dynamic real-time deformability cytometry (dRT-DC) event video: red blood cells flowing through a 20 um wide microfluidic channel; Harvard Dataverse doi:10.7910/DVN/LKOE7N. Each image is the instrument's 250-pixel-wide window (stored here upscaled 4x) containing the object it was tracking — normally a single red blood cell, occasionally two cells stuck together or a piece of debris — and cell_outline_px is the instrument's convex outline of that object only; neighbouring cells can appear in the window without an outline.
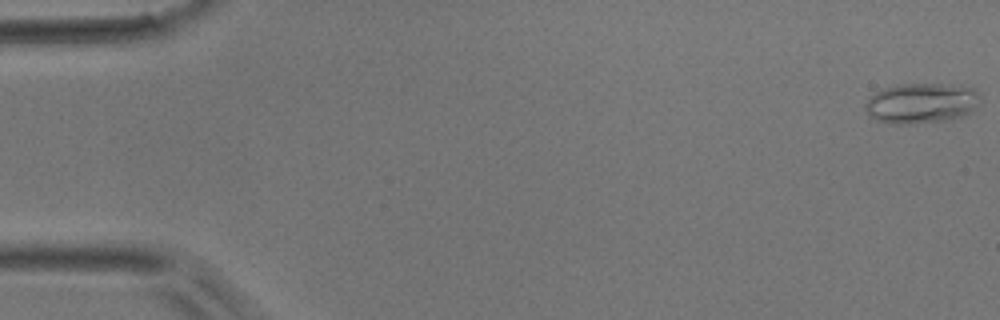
{"species": "common noctule bat (a hibernating species)", "species_latin": "Nyctalus noctula", "temperature_condition": "room temperature", "stored_images_in_passage": 50, "camera_frame_rate_fps": 3000, "um_per_image_px": 0.085, "animal": {"sex": "male", "body_mass_g": 17.9}, "frame": {"image": 1, "passage_image": 1, "time_ms": 0.0, "image_size_px": [1000, 320], "cell_outline_px": [[980, 104], [972, 112], [964, 116], [948, 120], [912, 124], [892, 124], [876, 120], [868, 116], [864, 108], [864, 104], [876, 92], [892, 84], [960, 84], [972, 88], [980, 96]], "centroid_in_image_um": [78.33, 8.77], "position_along_channel_um": 6.7, "area_um2": 27.57}}
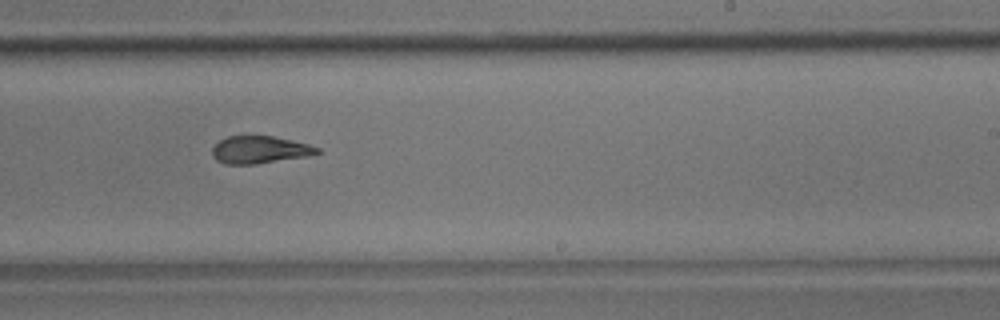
{"frame": {"image": 2, "passage_image": 31, "time_ms": 10.0, "image_size_px": [1000, 320], "cell_outline_px": [[320, 152], [308, 156], [256, 164], [224, 164], [216, 160], [212, 156], [212, 148], [220, 140], [228, 136], [272, 136], [292, 140], [308, 144], [320, 148]], "centroid_in_image_um": [22.06, 12.73], "position_along_channel_um": 266.9, "area_um2": 16.76}}
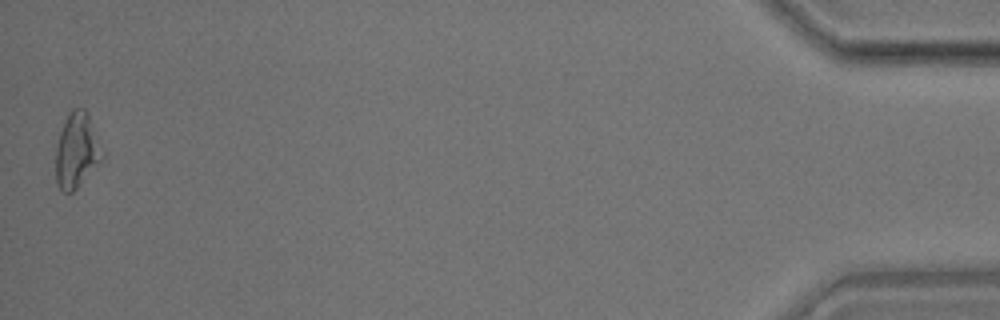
{"frame": {"image": 3, "passage_image": 50, "time_ms": 16.333, "image_size_px": [1000, 320], "cell_outline_px": [[104, 156], [76, 188], [72, 192], [64, 192], [56, 184], [56, 148], [60, 132], [68, 112], [72, 108], [84, 108], [88, 112], [104, 152]], "centroid_in_image_um": [6.52, 12.75], "position_along_channel_um": 428.7, "area_um2": 20.17}}